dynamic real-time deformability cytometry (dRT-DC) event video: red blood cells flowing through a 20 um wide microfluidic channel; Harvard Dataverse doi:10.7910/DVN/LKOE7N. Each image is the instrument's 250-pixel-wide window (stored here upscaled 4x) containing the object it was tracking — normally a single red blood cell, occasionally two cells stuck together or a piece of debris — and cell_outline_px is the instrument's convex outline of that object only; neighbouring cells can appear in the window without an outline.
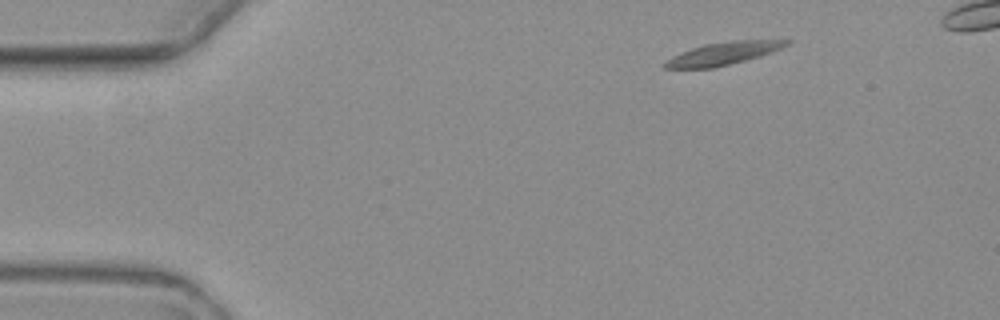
{"species": "common noctule bat (a hibernating species)", "species_latin": "Nyctalus noctula", "temperature_condition": "warm", "stored_images_in_passage": 4, "camera_frame_rate_fps": 3000, "um_per_image_px": 0.085, "animal": {"sex": "female", "body_mass_g": 19.3, "forearm_length_mm": 54.1}, "frame": {"image": 1, "passage_image": 1, "time_ms": 0.0, "image_size_px": [1000, 320], "cell_outline_px": [[792, 40], [788, 44], [772, 52], [760, 56], [712, 68], [664, 68], [660, 64], [672, 56], [692, 48], [704, 44], [732, 40]], "centroid_in_image_um": [61.42, 4.54], "position_along_channel_um": 23.6, "area_um2": 15.9}}